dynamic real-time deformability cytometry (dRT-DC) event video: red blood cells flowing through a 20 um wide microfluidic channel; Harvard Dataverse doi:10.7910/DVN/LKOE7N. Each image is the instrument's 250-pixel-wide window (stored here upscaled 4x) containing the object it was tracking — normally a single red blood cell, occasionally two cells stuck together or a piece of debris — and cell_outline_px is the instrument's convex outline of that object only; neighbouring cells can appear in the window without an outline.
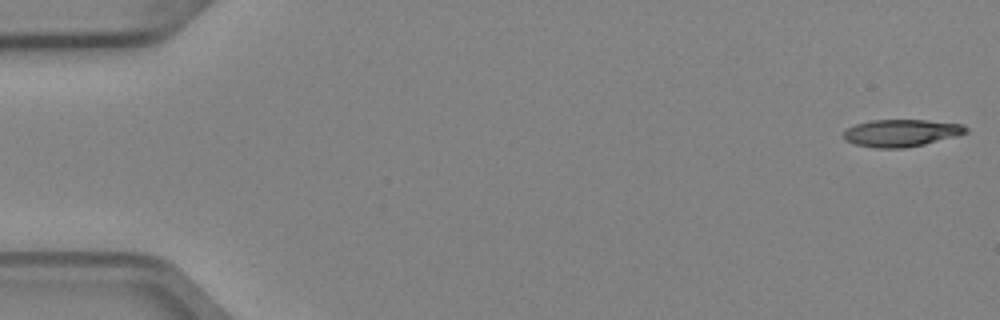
{"species": "Egyptian fruit bat (a non-hibernating species)", "species_latin": "Rousettus aegyptiacus", "temperature_condition": "cold", "stored_images_in_passage": 4, "camera_frame_rate_fps": 3000, "um_per_image_px": 0.085, "animal": {"sex": "female"}, "frame": {"image": 1, "passage_image": 1, "time_ms": 0.0, "image_size_px": [1000, 320], "cell_outline_px": [[968, 132], [956, 136], [924, 144], [904, 148], [876, 148], [856, 144], [844, 140], [844, 132], [848, 128], [856, 124], [872, 120], [928, 120], [964, 124], [968, 128]], "centroid_in_image_um": [76.64, 11.3], "position_along_channel_um": 8.4, "area_um2": 19.36}}
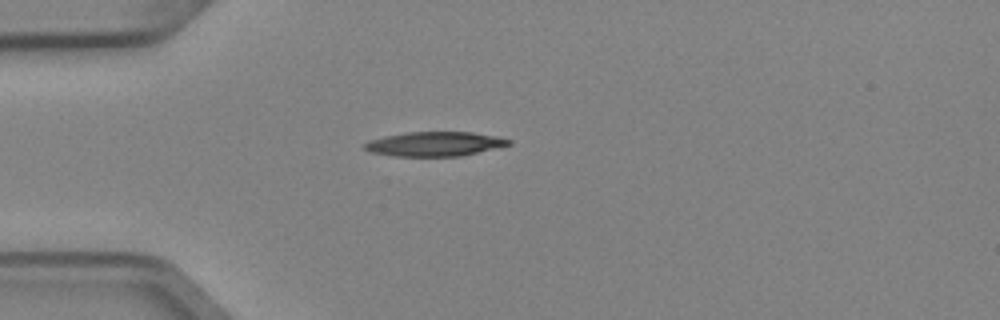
{"frame": {"image": 2, "passage_image": 4, "time_ms": 1.0, "image_size_px": [1000, 320], "cell_outline_px": [[512, 144], [460, 156], [392, 156], [372, 152], [364, 148], [364, 144], [368, 140], [384, 136], [408, 132], [472, 132], [496, 136], [512, 140]], "centroid_in_image_um": [36.94, 12.23], "position_along_channel_um": 48.1, "area_um2": 20.4}}